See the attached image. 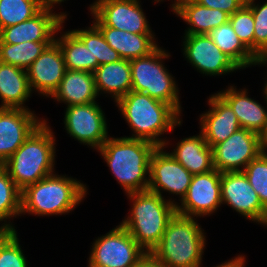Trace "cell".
Returning <instances> with one entry per match:
<instances>
[{
	"instance_id": "5bb4252c",
	"label": "cell",
	"mask_w": 267,
	"mask_h": 267,
	"mask_svg": "<svg viewBox=\"0 0 267 267\" xmlns=\"http://www.w3.org/2000/svg\"><path fill=\"white\" fill-rule=\"evenodd\" d=\"M183 40V55L197 71L219 76L241 69L216 46L208 34L185 35Z\"/></svg>"
},
{
	"instance_id": "9a60e30c",
	"label": "cell",
	"mask_w": 267,
	"mask_h": 267,
	"mask_svg": "<svg viewBox=\"0 0 267 267\" xmlns=\"http://www.w3.org/2000/svg\"><path fill=\"white\" fill-rule=\"evenodd\" d=\"M52 7L44 6L32 18L0 30V43L54 42L55 33L62 30L66 13H53Z\"/></svg>"
},
{
	"instance_id": "8fae6325",
	"label": "cell",
	"mask_w": 267,
	"mask_h": 267,
	"mask_svg": "<svg viewBox=\"0 0 267 267\" xmlns=\"http://www.w3.org/2000/svg\"><path fill=\"white\" fill-rule=\"evenodd\" d=\"M176 213L187 217H203L216 212L221 206V172L213 169L192 176L191 183Z\"/></svg>"
},
{
	"instance_id": "83f0119b",
	"label": "cell",
	"mask_w": 267,
	"mask_h": 267,
	"mask_svg": "<svg viewBox=\"0 0 267 267\" xmlns=\"http://www.w3.org/2000/svg\"><path fill=\"white\" fill-rule=\"evenodd\" d=\"M92 53V73L98 66L117 62L120 55L105 40L100 29L93 23L90 28L71 30Z\"/></svg>"
},
{
	"instance_id": "cb8c5ba5",
	"label": "cell",
	"mask_w": 267,
	"mask_h": 267,
	"mask_svg": "<svg viewBox=\"0 0 267 267\" xmlns=\"http://www.w3.org/2000/svg\"><path fill=\"white\" fill-rule=\"evenodd\" d=\"M170 154L192 175L203 174L214 169L213 150L200 132L177 143Z\"/></svg>"
},
{
	"instance_id": "74e56055",
	"label": "cell",
	"mask_w": 267,
	"mask_h": 267,
	"mask_svg": "<svg viewBox=\"0 0 267 267\" xmlns=\"http://www.w3.org/2000/svg\"><path fill=\"white\" fill-rule=\"evenodd\" d=\"M134 267H164L160 262L155 260L147 253Z\"/></svg>"
},
{
	"instance_id": "1f68e13d",
	"label": "cell",
	"mask_w": 267,
	"mask_h": 267,
	"mask_svg": "<svg viewBox=\"0 0 267 267\" xmlns=\"http://www.w3.org/2000/svg\"><path fill=\"white\" fill-rule=\"evenodd\" d=\"M21 214V190L16 186L7 170L0 165V221Z\"/></svg>"
},
{
	"instance_id": "f1b7e54d",
	"label": "cell",
	"mask_w": 267,
	"mask_h": 267,
	"mask_svg": "<svg viewBox=\"0 0 267 267\" xmlns=\"http://www.w3.org/2000/svg\"><path fill=\"white\" fill-rule=\"evenodd\" d=\"M55 42L63 53L66 69L92 72V53L72 31L62 33Z\"/></svg>"
},
{
	"instance_id": "e575fe53",
	"label": "cell",
	"mask_w": 267,
	"mask_h": 267,
	"mask_svg": "<svg viewBox=\"0 0 267 267\" xmlns=\"http://www.w3.org/2000/svg\"><path fill=\"white\" fill-rule=\"evenodd\" d=\"M255 4V0L246 1L254 17V55L267 56V2Z\"/></svg>"
},
{
	"instance_id": "2e32d148",
	"label": "cell",
	"mask_w": 267,
	"mask_h": 267,
	"mask_svg": "<svg viewBox=\"0 0 267 267\" xmlns=\"http://www.w3.org/2000/svg\"><path fill=\"white\" fill-rule=\"evenodd\" d=\"M164 147H157L150 160L148 190L163 197L161 191L185 196L192 174L181 165Z\"/></svg>"
},
{
	"instance_id": "d6986e66",
	"label": "cell",
	"mask_w": 267,
	"mask_h": 267,
	"mask_svg": "<svg viewBox=\"0 0 267 267\" xmlns=\"http://www.w3.org/2000/svg\"><path fill=\"white\" fill-rule=\"evenodd\" d=\"M208 100L211 109L200 117V132L213 148L241 127L230 105L218 93L211 95Z\"/></svg>"
},
{
	"instance_id": "ffe728a7",
	"label": "cell",
	"mask_w": 267,
	"mask_h": 267,
	"mask_svg": "<svg viewBox=\"0 0 267 267\" xmlns=\"http://www.w3.org/2000/svg\"><path fill=\"white\" fill-rule=\"evenodd\" d=\"M91 14L95 19L93 23L100 29L106 42L122 59L133 60L144 57L158 47L153 34H135L105 26L92 12Z\"/></svg>"
},
{
	"instance_id": "60d3db41",
	"label": "cell",
	"mask_w": 267,
	"mask_h": 267,
	"mask_svg": "<svg viewBox=\"0 0 267 267\" xmlns=\"http://www.w3.org/2000/svg\"><path fill=\"white\" fill-rule=\"evenodd\" d=\"M3 232H16L14 226L12 225V223L10 224L9 223H2V226H0V235L3 233Z\"/></svg>"
},
{
	"instance_id": "603a6c76",
	"label": "cell",
	"mask_w": 267,
	"mask_h": 267,
	"mask_svg": "<svg viewBox=\"0 0 267 267\" xmlns=\"http://www.w3.org/2000/svg\"><path fill=\"white\" fill-rule=\"evenodd\" d=\"M98 93L92 72L65 70L58 89L53 93L55 100L67 106L84 105L96 102Z\"/></svg>"
},
{
	"instance_id": "ee69618b",
	"label": "cell",
	"mask_w": 267,
	"mask_h": 267,
	"mask_svg": "<svg viewBox=\"0 0 267 267\" xmlns=\"http://www.w3.org/2000/svg\"><path fill=\"white\" fill-rule=\"evenodd\" d=\"M161 1H163V0H155L154 3L161 2ZM174 1H176V0H174Z\"/></svg>"
},
{
	"instance_id": "8d00e7d4",
	"label": "cell",
	"mask_w": 267,
	"mask_h": 267,
	"mask_svg": "<svg viewBox=\"0 0 267 267\" xmlns=\"http://www.w3.org/2000/svg\"><path fill=\"white\" fill-rule=\"evenodd\" d=\"M197 3L207 8L219 9L225 13L232 15L241 9L247 0H195Z\"/></svg>"
},
{
	"instance_id": "f546056e",
	"label": "cell",
	"mask_w": 267,
	"mask_h": 267,
	"mask_svg": "<svg viewBox=\"0 0 267 267\" xmlns=\"http://www.w3.org/2000/svg\"><path fill=\"white\" fill-rule=\"evenodd\" d=\"M53 42L0 43V62L27 69Z\"/></svg>"
},
{
	"instance_id": "7c38bea8",
	"label": "cell",
	"mask_w": 267,
	"mask_h": 267,
	"mask_svg": "<svg viewBox=\"0 0 267 267\" xmlns=\"http://www.w3.org/2000/svg\"><path fill=\"white\" fill-rule=\"evenodd\" d=\"M221 200L245 219L267 226V210L243 171L221 173Z\"/></svg>"
},
{
	"instance_id": "8992f818",
	"label": "cell",
	"mask_w": 267,
	"mask_h": 267,
	"mask_svg": "<svg viewBox=\"0 0 267 267\" xmlns=\"http://www.w3.org/2000/svg\"><path fill=\"white\" fill-rule=\"evenodd\" d=\"M133 202L129 216L120 224L150 253L159 243L178 203L149 190L127 194Z\"/></svg>"
},
{
	"instance_id": "44dd1931",
	"label": "cell",
	"mask_w": 267,
	"mask_h": 267,
	"mask_svg": "<svg viewBox=\"0 0 267 267\" xmlns=\"http://www.w3.org/2000/svg\"><path fill=\"white\" fill-rule=\"evenodd\" d=\"M232 108L240 127L259 134L267 128V109L259 102L247 96L246 89L237 91L232 85L224 91L217 92Z\"/></svg>"
},
{
	"instance_id": "4fadbf2b",
	"label": "cell",
	"mask_w": 267,
	"mask_h": 267,
	"mask_svg": "<svg viewBox=\"0 0 267 267\" xmlns=\"http://www.w3.org/2000/svg\"><path fill=\"white\" fill-rule=\"evenodd\" d=\"M90 11L105 26L135 34H153L139 0H96Z\"/></svg>"
},
{
	"instance_id": "d6a6232c",
	"label": "cell",
	"mask_w": 267,
	"mask_h": 267,
	"mask_svg": "<svg viewBox=\"0 0 267 267\" xmlns=\"http://www.w3.org/2000/svg\"><path fill=\"white\" fill-rule=\"evenodd\" d=\"M243 172L258 194L262 206L267 210V153L261 152L248 163Z\"/></svg>"
},
{
	"instance_id": "3957f363",
	"label": "cell",
	"mask_w": 267,
	"mask_h": 267,
	"mask_svg": "<svg viewBox=\"0 0 267 267\" xmlns=\"http://www.w3.org/2000/svg\"><path fill=\"white\" fill-rule=\"evenodd\" d=\"M44 120L2 166L22 191L54 173L55 137Z\"/></svg>"
},
{
	"instance_id": "9c48e42d",
	"label": "cell",
	"mask_w": 267,
	"mask_h": 267,
	"mask_svg": "<svg viewBox=\"0 0 267 267\" xmlns=\"http://www.w3.org/2000/svg\"><path fill=\"white\" fill-rule=\"evenodd\" d=\"M212 150L214 169L221 173L243 171L262 152L261 136L240 128Z\"/></svg>"
},
{
	"instance_id": "f35d334b",
	"label": "cell",
	"mask_w": 267,
	"mask_h": 267,
	"mask_svg": "<svg viewBox=\"0 0 267 267\" xmlns=\"http://www.w3.org/2000/svg\"><path fill=\"white\" fill-rule=\"evenodd\" d=\"M245 266V257L243 255H238L237 257L232 258L229 261L222 263L216 267H244Z\"/></svg>"
},
{
	"instance_id": "7402d4cb",
	"label": "cell",
	"mask_w": 267,
	"mask_h": 267,
	"mask_svg": "<svg viewBox=\"0 0 267 267\" xmlns=\"http://www.w3.org/2000/svg\"><path fill=\"white\" fill-rule=\"evenodd\" d=\"M171 5L172 11L189 25L185 35L208 34L228 22L230 17L224 11L207 8L195 0H176Z\"/></svg>"
},
{
	"instance_id": "277c9868",
	"label": "cell",
	"mask_w": 267,
	"mask_h": 267,
	"mask_svg": "<svg viewBox=\"0 0 267 267\" xmlns=\"http://www.w3.org/2000/svg\"><path fill=\"white\" fill-rule=\"evenodd\" d=\"M195 219L176 213L149 254L164 267H201L206 240Z\"/></svg>"
},
{
	"instance_id": "b9f144b4",
	"label": "cell",
	"mask_w": 267,
	"mask_h": 267,
	"mask_svg": "<svg viewBox=\"0 0 267 267\" xmlns=\"http://www.w3.org/2000/svg\"><path fill=\"white\" fill-rule=\"evenodd\" d=\"M261 147L262 152L267 153V128L265 132L261 135Z\"/></svg>"
},
{
	"instance_id": "484cf974",
	"label": "cell",
	"mask_w": 267,
	"mask_h": 267,
	"mask_svg": "<svg viewBox=\"0 0 267 267\" xmlns=\"http://www.w3.org/2000/svg\"><path fill=\"white\" fill-rule=\"evenodd\" d=\"M31 94L26 70L0 62V108L29 109L23 105Z\"/></svg>"
},
{
	"instance_id": "836d02e7",
	"label": "cell",
	"mask_w": 267,
	"mask_h": 267,
	"mask_svg": "<svg viewBox=\"0 0 267 267\" xmlns=\"http://www.w3.org/2000/svg\"><path fill=\"white\" fill-rule=\"evenodd\" d=\"M17 236V232H3L0 235V267L28 266Z\"/></svg>"
},
{
	"instance_id": "30bf717a",
	"label": "cell",
	"mask_w": 267,
	"mask_h": 267,
	"mask_svg": "<svg viewBox=\"0 0 267 267\" xmlns=\"http://www.w3.org/2000/svg\"><path fill=\"white\" fill-rule=\"evenodd\" d=\"M64 124L70 136L96 150L109 138L106 117L97 102L67 106Z\"/></svg>"
},
{
	"instance_id": "4dcf8cb0",
	"label": "cell",
	"mask_w": 267,
	"mask_h": 267,
	"mask_svg": "<svg viewBox=\"0 0 267 267\" xmlns=\"http://www.w3.org/2000/svg\"><path fill=\"white\" fill-rule=\"evenodd\" d=\"M43 7L41 0H0V30L32 18Z\"/></svg>"
},
{
	"instance_id": "7a4b0ae2",
	"label": "cell",
	"mask_w": 267,
	"mask_h": 267,
	"mask_svg": "<svg viewBox=\"0 0 267 267\" xmlns=\"http://www.w3.org/2000/svg\"><path fill=\"white\" fill-rule=\"evenodd\" d=\"M116 106L135 133L128 138L145 140L157 147L166 148L169 142L159 136L182 123L180 114L171 105L142 92L130 91Z\"/></svg>"
},
{
	"instance_id": "e0dca14e",
	"label": "cell",
	"mask_w": 267,
	"mask_h": 267,
	"mask_svg": "<svg viewBox=\"0 0 267 267\" xmlns=\"http://www.w3.org/2000/svg\"><path fill=\"white\" fill-rule=\"evenodd\" d=\"M43 121L29 109L0 108V165L12 156Z\"/></svg>"
},
{
	"instance_id": "5b68a950",
	"label": "cell",
	"mask_w": 267,
	"mask_h": 267,
	"mask_svg": "<svg viewBox=\"0 0 267 267\" xmlns=\"http://www.w3.org/2000/svg\"><path fill=\"white\" fill-rule=\"evenodd\" d=\"M87 186L77 179L50 174L21 191V214L63 215L85 198Z\"/></svg>"
},
{
	"instance_id": "ac0fdd59",
	"label": "cell",
	"mask_w": 267,
	"mask_h": 267,
	"mask_svg": "<svg viewBox=\"0 0 267 267\" xmlns=\"http://www.w3.org/2000/svg\"><path fill=\"white\" fill-rule=\"evenodd\" d=\"M65 70L63 53L54 41L26 69L32 92L36 89L39 94L51 97L58 89Z\"/></svg>"
},
{
	"instance_id": "d590c367",
	"label": "cell",
	"mask_w": 267,
	"mask_h": 267,
	"mask_svg": "<svg viewBox=\"0 0 267 267\" xmlns=\"http://www.w3.org/2000/svg\"><path fill=\"white\" fill-rule=\"evenodd\" d=\"M234 32L243 44L254 54V17L252 10L245 4L229 17Z\"/></svg>"
},
{
	"instance_id": "d4e9b609",
	"label": "cell",
	"mask_w": 267,
	"mask_h": 267,
	"mask_svg": "<svg viewBox=\"0 0 267 267\" xmlns=\"http://www.w3.org/2000/svg\"><path fill=\"white\" fill-rule=\"evenodd\" d=\"M93 75L98 95L102 92L108 93L114 97L115 102L132 89L130 60L120 59L98 66Z\"/></svg>"
},
{
	"instance_id": "ab89813d",
	"label": "cell",
	"mask_w": 267,
	"mask_h": 267,
	"mask_svg": "<svg viewBox=\"0 0 267 267\" xmlns=\"http://www.w3.org/2000/svg\"><path fill=\"white\" fill-rule=\"evenodd\" d=\"M265 65L267 64V56H261V57H257L255 63L253 64L254 65ZM263 94L265 95L264 98H265V101H266V104H267V82L265 83V86L263 88ZM267 107V106H266Z\"/></svg>"
},
{
	"instance_id": "6da1fadb",
	"label": "cell",
	"mask_w": 267,
	"mask_h": 267,
	"mask_svg": "<svg viewBox=\"0 0 267 267\" xmlns=\"http://www.w3.org/2000/svg\"><path fill=\"white\" fill-rule=\"evenodd\" d=\"M156 148L151 142L127 136L109 137L97 151L123 190L129 194L148 190L150 160Z\"/></svg>"
},
{
	"instance_id": "4316f807",
	"label": "cell",
	"mask_w": 267,
	"mask_h": 267,
	"mask_svg": "<svg viewBox=\"0 0 267 267\" xmlns=\"http://www.w3.org/2000/svg\"><path fill=\"white\" fill-rule=\"evenodd\" d=\"M208 36L241 69L252 66L255 63L257 57L238 38L229 21L211 30Z\"/></svg>"
},
{
	"instance_id": "ba28073f",
	"label": "cell",
	"mask_w": 267,
	"mask_h": 267,
	"mask_svg": "<svg viewBox=\"0 0 267 267\" xmlns=\"http://www.w3.org/2000/svg\"><path fill=\"white\" fill-rule=\"evenodd\" d=\"M88 267H134L147 252L119 224L93 243Z\"/></svg>"
},
{
	"instance_id": "7bdbcfd3",
	"label": "cell",
	"mask_w": 267,
	"mask_h": 267,
	"mask_svg": "<svg viewBox=\"0 0 267 267\" xmlns=\"http://www.w3.org/2000/svg\"><path fill=\"white\" fill-rule=\"evenodd\" d=\"M44 6L52 7L54 4H60L61 2H64V0H41ZM66 1V0H65Z\"/></svg>"
},
{
	"instance_id": "52a82bcc",
	"label": "cell",
	"mask_w": 267,
	"mask_h": 267,
	"mask_svg": "<svg viewBox=\"0 0 267 267\" xmlns=\"http://www.w3.org/2000/svg\"><path fill=\"white\" fill-rule=\"evenodd\" d=\"M169 56L167 51L158 46L149 55L130 60L131 91L142 92L163 101L180 114L182 107L179 100V88L173 76L162 64V60L168 59Z\"/></svg>"
}]
</instances>
